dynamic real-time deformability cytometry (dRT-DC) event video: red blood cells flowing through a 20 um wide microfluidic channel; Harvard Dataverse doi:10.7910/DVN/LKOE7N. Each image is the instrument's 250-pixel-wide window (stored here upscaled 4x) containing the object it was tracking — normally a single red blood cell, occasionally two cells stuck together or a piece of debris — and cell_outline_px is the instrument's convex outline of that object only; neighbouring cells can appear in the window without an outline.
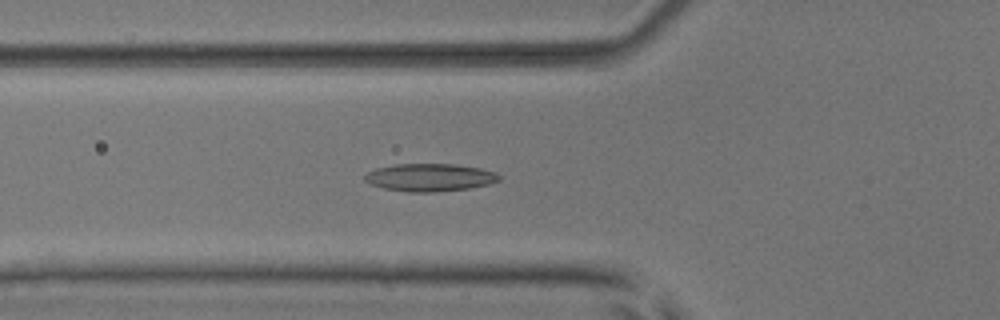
{"species": "common noctule bat (a hibernating species)", "species_latin": "Nyctalus noctula", "temperature_condition": "room temperature", "stored_images_in_passage": 6, "camera_frame_rate_fps": 3000, "um_per_image_px": 0.085, "animal": {"sex": "male", "body_mass_g": 17.9, "forearm_length_mm": 54.2}, "frame": {"image": 1, "passage_image": 2, "time_ms": 0.333, "image_size_px": [1000, 320], "cell_outline_px": [[500, 180], [488, 184], [468, 188], [436, 192], [408, 192], [384, 188], [372, 184], [364, 180], [364, 176], [368, 172], [376, 168], [396, 164], [456, 164], [480, 168], [496, 172], [500, 176]], "centroid_in_image_um": [36.54, 15.08], "position_along_channel_um": 89.3, "area_um2": 21.62}}